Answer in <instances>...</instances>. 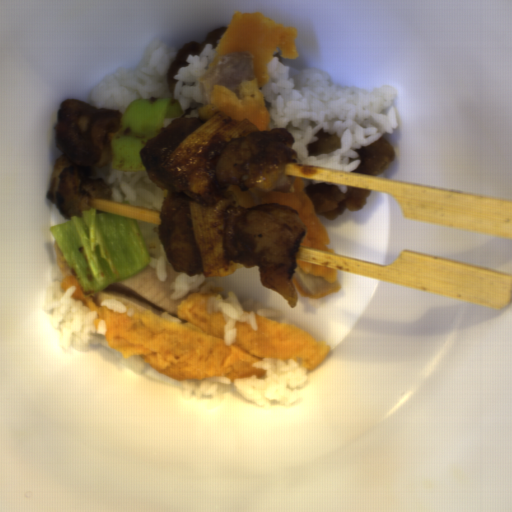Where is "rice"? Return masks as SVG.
<instances>
[{
	"instance_id": "2",
	"label": "rice",
	"mask_w": 512,
	"mask_h": 512,
	"mask_svg": "<svg viewBox=\"0 0 512 512\" xmlns=\"http://www.w3.org/2000/svg\"><path fill=\"white\" fill-rule=\"evenodd\" d=\"M265 370V376L255 375L231 381L226 376L181 380L180 387L185 398H203L222 401L226 393L234 389L237 395L260 406H271L272 402L292 405L301 398L300 388L308 380L310 370L293 359H269L252 365Z\"/></svg>"
},
{
	"instance_id": "6",
	"label": "rice",
	"mask_w": 512,
	"mask_h": 512,
	"mask_svg": "<svg viewBox=\"0 0 512 512\" xmlns=\"http://www.w3.org/2000/svg\"><path fill=\"white\" fill-rule=\"evenodd\" d=\"M217 47L205 43L197 56L188 55L186 67L178 68L175 72V85L173 88V99H177L183 110L179 115L185 118H199V107L207 104L203 79L211 69L213 58Z\"/></svg>"
},
{
	"instance_id": "3",
	"label": "rice",
	"mask_w": 512,
	"mask_h": 512,
	"mask_svg": "<svg viewBox=\"0 0 512 512\" xmlns=\"http://www.w3.org/2000/svg\"><path fill=\"white\" fill-rule=\"evenodd\" d=\"M178 50L152 41L144 50L136 69H117L94 86L89 94L95 109H115L122 113L136 99L170 98L167 82L170 65Z\"/></svg>"
},
{
	"instance_id": "4",
	"label": "rice",
	"mask_w": 512,
	"mask_h": 512,
	"mask_svg": "<svg viewBox=\"0 0 512 512\" xmlns=\"http://www.w3.org/2000/svg\"><path fill=\"white\" fill-rule=\"evenodd\" d=\"M61 268L52 267L50 284L43 301V310L51 316L52 325L60 331L59 346L66 353L87 351L94 346L110 348L106 341V322L94 326L97 312L90 311L83 301L72 299L76 286L62 290Z\"/></svg>"
},
{
	"instance_id": "10",
	"label": "rice",
	"mask_w": 512,
	"mask_h": 512,
	"mask_svg": "<svg viewBox=\"0 0 512 512\" xmlns=\"http://www.w3.org/2000/svg\"><path fill=\"white\" fill-rule=\"evenodd\" d=\"M120 361L123 364V366H125L126 368H128L129 370H131L132 372L137 373V374L142 373L144 368L147 365L145 360L139 356L128 357V358L122 357Z\"/></svg>"
},
{
	"instance_id": "12",
	"label": "rice",
	"mask_w": 512,
	"mask_h": 512,
	"mask_svg": "<svg viewBox=\"0 0 512 512\" xmlns=\"http://www.w3.org/2000/svg\"><path fill=\"white\" fill-rule=\"evenodd\" d=\"M176 117H165L164 119V128L169 125Z\"/></svg>"
},
{
	"instance_id": "11",
	"label": "rice",
	"mask_w": 512,
	"mask_h": 512,
	"mask_svg": "<svg viewBox=\"0 0 512 512\" xmlns=\"http://www.w3.org/2000/svg\"><path fill=\"white\" fill-rule=\"evenodd\" d=\"M100 306L102 307H106L108 310H112L113 312H116V313H124L126 312V308L124 306V304H122L121 302L115 300V299H105L103 301H101L100 303Z\"/></svg>"
},
{
	"instance_id": "9",
	"label": "rice",
	"mask_w": 512,
	"mask_h": 512,
	"mask_svg": "<svg viewBox=\"0 0 512 512\" xmlns=\"http://www.w3.org/2000/svg\"><path fill=\"white\" fill-rule=\"evenodd\" d=\"M214 287L210 281L205 280V276H188L186 272H180L175 280L171 282L170 289L173 290L171 297L180 299L189 293H210V288Z\"/></svg>"
},
{
	"instance_id": "7",
	"label": "rice",
	"mask_w": 512,
	"mask_h": 512,
	"mask_svg": "<svg viewBox=\"0 0 512 512\" xmlns=\"http://www.w3.org/2000/svg\"><path fill=\"white\" fill-rule=\"evenodd\" d=\"M207 313L220 312L225 320L224 325V344L233 345L236 342L237 322H244L252 329L258 330L255 315H261L267 318L278 317L280 311L271 308H265L262 305L254 304L252 300H240L235 292H223L220 299L210 300L206 305Z\"/></svg>"
},
{
	"instance_id": "8",
	"label": "rice",
	"mask_w": 512,
	"mask_h": 512,
	"mask_svg": "<svg viewBox=\"0 0 512 512\" xmlns=\"http://www.w3.org/2000/svg\"><path fill=\"white\" fill-rule=\"evenodd\" d=\"M150 257L148 268H153L160 281H166L168 277L169 260L161 245L158 228L161 224L136 221Z\"/></svg>"
},
{
	"instance_id": "5",
	"label": "rice",
	"mask_w": 512,
	"mask_h": 512,
	"mask_svg": "<svg viewBox=\"0 0 512 512\" xmlns=\"http://www.w3.org/2000/svg\"><path fill=\"white\" fill-rule=\"evenodd\" d=\"M90 178L102 179L106 182L111 190V197L107 200L160 213L168 194L166 189L155 185L145 170L139 172L115 170L112 168L111 161L106 167H95V176Z\"/></svg>"
},
{
	"instance_id": "1",
	"label": "rice",
	"mask_w": 512,
	"mask_h": 512,
	"mask_svg": "<svg viewBox=\"0 0 512 512\" xmlns=\"http://www.w3.org/2000/svg\"><path fill=\"white\" fill-rule=\"evenodd\" d=\"M269 79L262 88L270 131L285 129L294 137L296 162L352 172L364 148L397 129L395 92L386 85L375 89L334 85L326 71L304 68L290 76L289 69L272 55ZM338 133L341 147L334 153L308 156L307 144L322 129Z\"/></svg>"
}]
</instances>
